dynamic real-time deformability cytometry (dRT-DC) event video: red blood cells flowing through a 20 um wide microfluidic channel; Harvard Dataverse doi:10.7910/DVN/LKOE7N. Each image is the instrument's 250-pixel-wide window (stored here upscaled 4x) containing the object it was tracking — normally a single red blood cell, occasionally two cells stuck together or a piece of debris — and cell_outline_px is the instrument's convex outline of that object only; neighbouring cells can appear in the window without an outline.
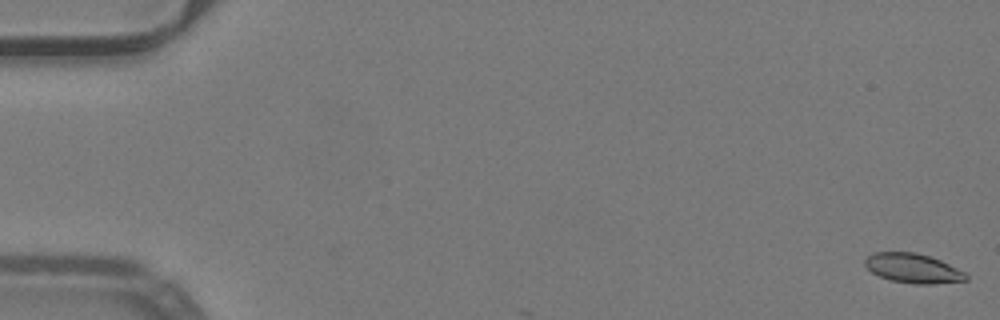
{"species": "common noctule bat (a hibernating species)", "species_latin": "Nyctalus noctula", "temperature_condition": "warm", "stored_images_in_passage": 3, "camera_frame_rate_fps": 3000, "um_per_image_px": 0.085, "animal": {"sex": "male", "body_mass_g": 19.2, "forearm_length_mm": 51.8}, "frame": {"image": 1, "passage_image": 1, "time_ms": 0.0, "image_size_px": [1000, 320], "cell_outline_px": [[968, 280], [936, 284], [912, 284], [892, 280], [880, 276], [872, 272], [864, 264], [864, 260], [872, 252], [916, 252], [940, 260], [964, 272], [968, 276]], "centroid_in_image_um": [77.6, 22.8], "position_along_channel_um": 7.4, "area_um2": 17.28}}